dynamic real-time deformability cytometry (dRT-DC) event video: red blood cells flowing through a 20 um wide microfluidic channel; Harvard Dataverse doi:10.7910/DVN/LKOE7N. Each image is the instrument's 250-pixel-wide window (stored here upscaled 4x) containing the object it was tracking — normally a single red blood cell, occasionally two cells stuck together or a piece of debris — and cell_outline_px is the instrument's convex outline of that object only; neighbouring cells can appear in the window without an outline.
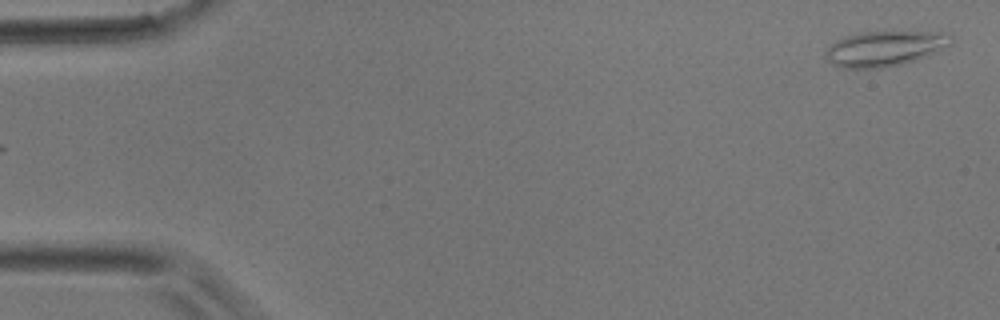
{"species": "common noctule bat (a hibernating species)", "species_latin": "Nyctalus noctula", "temperature_condition": "room temperature", "stored_images_in_passage": 6, "camera_frame_rate_fps": 3000, "um_per_image_px": 0.085, "animal": {"sex": "male", "body_mass_g": 17.9}, "frame": {"image": 1, "passage_image": 6, "time_ms": 1.667, "image_size_px": [1000, 320], "cell_outline_px": [[952, 44], [940, 52], [916, 60], [900, 64], [880, 68], [844, 68], [832, 64], [824, 56], [824, 52], [836, 40], [860, 32], [940, 32], [952, 36]], "centroid_in_image_um": [75.23, 4.13], "position_along_channel_um": 9.8, "area_um2": 25.78}}